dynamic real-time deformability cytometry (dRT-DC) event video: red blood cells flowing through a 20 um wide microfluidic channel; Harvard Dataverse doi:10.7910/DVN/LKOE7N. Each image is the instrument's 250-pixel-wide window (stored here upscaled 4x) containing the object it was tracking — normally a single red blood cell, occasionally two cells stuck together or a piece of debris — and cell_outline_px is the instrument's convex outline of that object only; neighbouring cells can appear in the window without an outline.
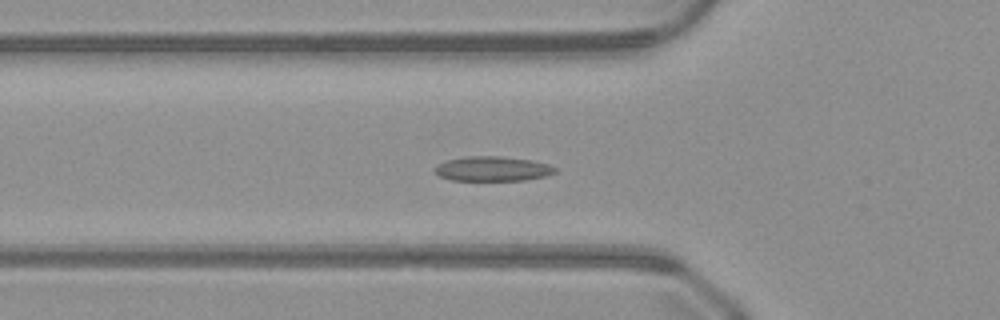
{"species": "common noctule bat (a hibernating species)", "species_latin": "Nyctalus noctula", "temperature_condition": "warm", "stored_images_in_passage": 51, "camera_frame_rate_fps": 3000, "um_per_image_px": 0.085, "animal": {"sex": "male", "body_mass_g": 23.1, "forearm_length_mm": 52.7}, "frame": {"image": 1, "passage_image": 17, "time_ms": 5.333, "image_size_px": [1000, 320], "cell_outline_px": [[556, 172], [544, 176], [524, 180], [452, 180], [440, 176], [432, 168], [436, 164], [448, 160], [468, 156], [500, 156], [532, 160], [548, 164], [556, 168]], "centroid_in_image_um": [41.85, 14.34], "position_along_channel_um": 84.0, "area_um2": 17.22}}
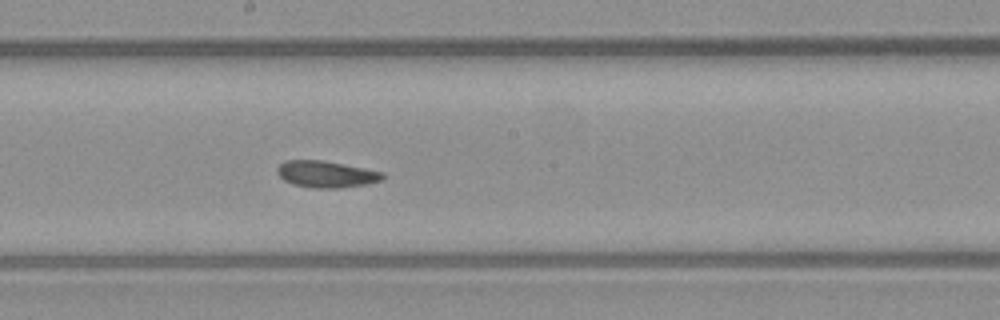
{"frame": {"image": 2, "passage_image": 27, "time_ms": 8.667, "image_size_px": [1000, 320], "cell_outline_px": [[384, 180], [368, 184], [340, 188], [312, 188], [292, 184], [284, 180], [276, 172], [276, 168], [284, 160], [324, 160], [384, 172]], "centroid_in_image_um": [27.73, 14.81], "position_along_channel_um": 220.5, "area_um2": 16.59}}
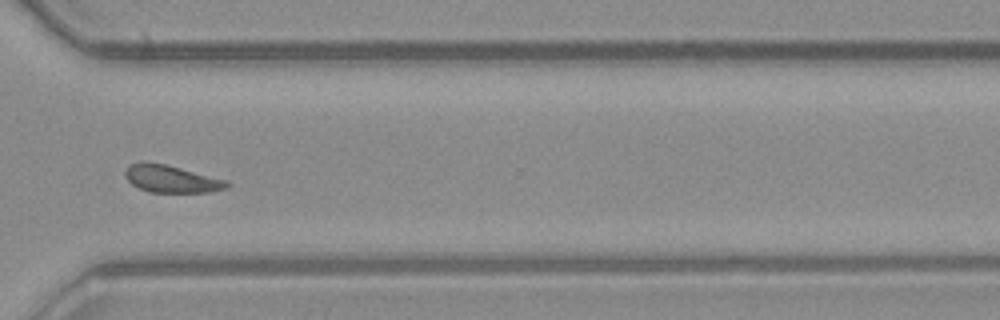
{"frame": {"image": 3, "passage_image": 37, "time_ms": 12.0, "image_size_px": [1000, 320], "cell_outline_px": [[232, 184], [228, 188], [208, 192], [152, 192], [140, 188], [132, 184], [124, 176], [124, 172], [128, 164], [140, 160], [144, 160], [164, 164], [228, 180]], "centroid_in_image_um": [14.55, 15.18], "position_along_channel_um": 356.1, "area_um2": 16.42}}